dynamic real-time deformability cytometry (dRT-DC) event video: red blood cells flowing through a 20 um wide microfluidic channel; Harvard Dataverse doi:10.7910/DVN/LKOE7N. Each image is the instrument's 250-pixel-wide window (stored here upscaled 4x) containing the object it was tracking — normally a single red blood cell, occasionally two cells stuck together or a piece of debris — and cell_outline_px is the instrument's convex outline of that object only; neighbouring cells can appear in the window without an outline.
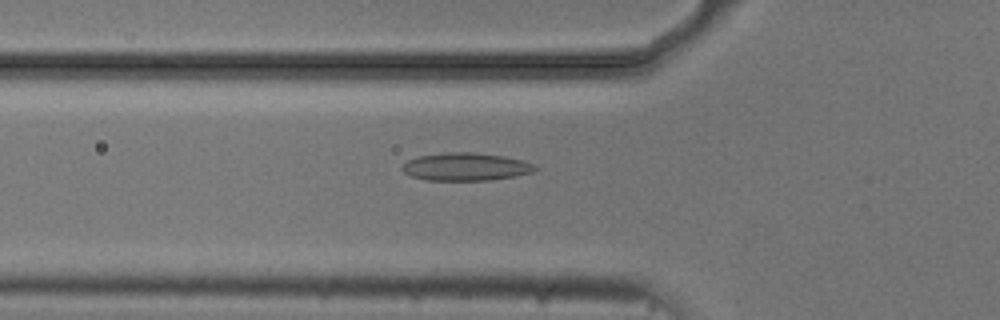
{"species": "common noctule bat (a hibernating species)", "species_latin": "Nyctalus noctula", "temperature_condition": "cold", "stored_images_in_passage": 51, "camera_frame_rate_fps": 3000, "um_per_image_px": 0.085, "animal": {"sex": "male", "body_mass_g": 20.5, "forearm_length_mm": 52.5}, "frame": {"image": 1, "passage_image": 18, "time_ms": 5.667, "image_size_px": [1000, 320], "cell_outline_px": [[540, 168], [532, 172], [516, 176], [488, 180], [424, 180], [412, 176], [404, 172], [400, 168], [408, 160], [416, 156], [448, 152], [472, 152], [504, 156], [524, 160], [536, 164]], "centroid_in_image_um": [39.62, 14.17], "position_along_channel_um": 86.2, "area_um2": 21.73}}
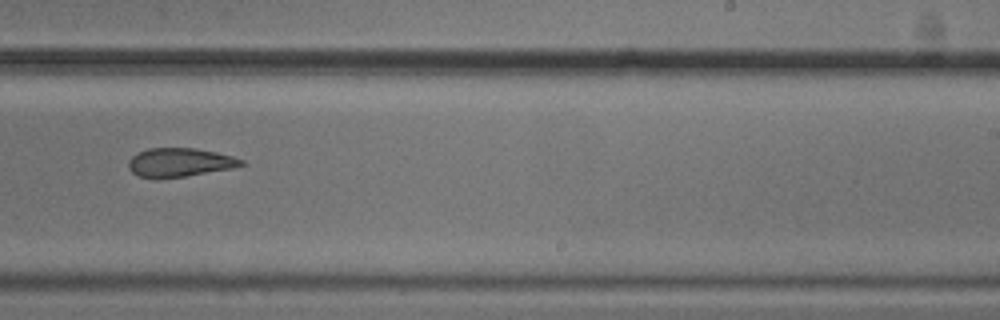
{"frame": {"image": 2, "passage_image": 33, "time_ms": 10.667, "image_size_px": [1000, 320], "cell_outline_px": [[244, 164], [232, 168], [184, 176], [152, 180], [136, 176], [128, 168], [128, 160], [136, 152], [148, 148], [196, 148], [216, 152], [232, 156], [244, 160]], "centroid_in_image_um": [15.19, 13.82], "position_along_channel_um": 273.8, "area_um2": 19.19}}
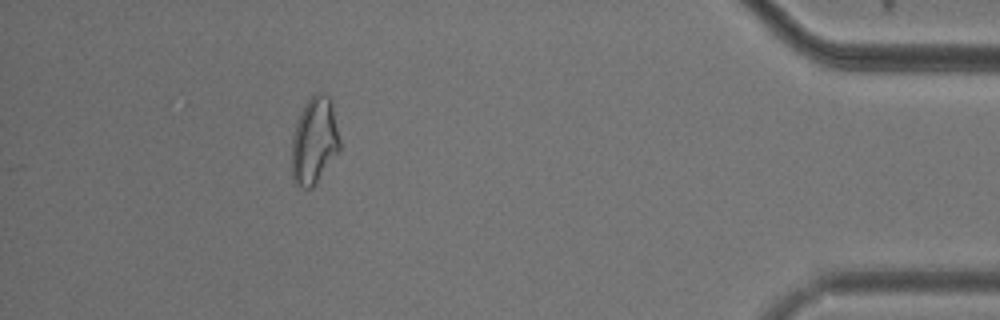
{"frame": {"image": 3, "passage_image": 48, "time_ms": 15.667, "image_size_px": [1000, 320], "cell_outline_px": [[340, 152], [316, 184], [312, 188], [304, 188], [296, 184], [292, 180], [292, 136], [300, 112], [308, 100], [316, 92], [324, 92], [332, 100], [340, 140]], "centroid_in_image_um": [26.74, 11.98], "position_along_channel_um": 408.5, "area_um2": 24.74}}